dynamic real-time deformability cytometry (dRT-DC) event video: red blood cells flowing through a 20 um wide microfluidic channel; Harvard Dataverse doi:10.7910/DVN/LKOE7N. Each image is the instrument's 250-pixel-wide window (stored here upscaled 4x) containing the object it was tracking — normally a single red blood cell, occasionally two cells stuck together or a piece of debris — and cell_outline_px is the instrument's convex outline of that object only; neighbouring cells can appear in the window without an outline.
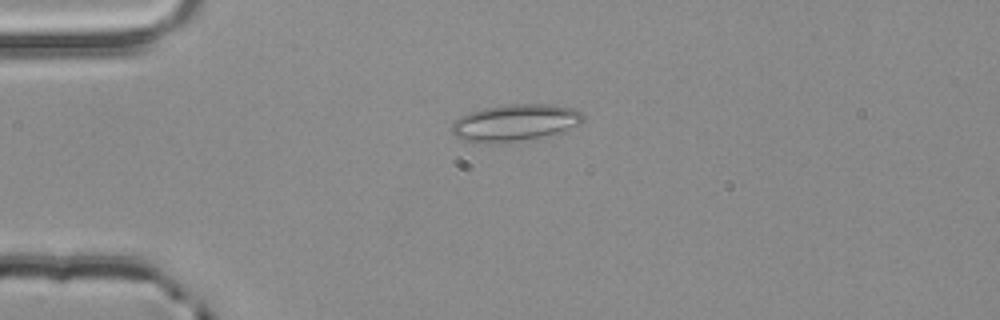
{"species": "common noctule bat (a hibernating species)", "species_latin": "Nyctalus noctula", "temperature_condition": "room temperature", "stored_images_in_passage": 46, "camera_frame_rate_fps": 3000, "um_per_image_px": 0.085, "animal": {"sex": "male", "body_mass_g": 20.4}, "frame": {"image": 1, "passage_image": 6, "time_ms": 1.667, "image_size_px": [1000, 320], "cell_outline_px": [[584, 120], [580, 124], [560, 136], [536, 140], [500, 144], [492, 144], [464, 140], [456, 136], [452, 132], [452, 124], [460, 116], [468, 112], [484, 108], [504, 104], [552, 104], [572, 108], [580, 112], [584, 116]], "centroid_in_image_um": [43.88, 10.47], "position_along_channel_um": 41.1, "area_um2": 29.48}}
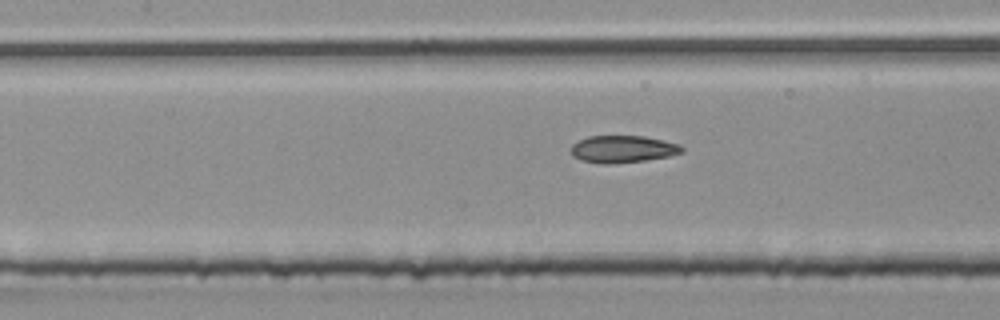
{"frame": {"image": 2, "passage_image": 17, "time_ms": 5.333, "image_size_px": [1000, 320], "cell_outline_px": [[684, 152], [672, 156], [616, 164], [604, 164], [580, 160], [572, 156], [572, 144], [588, 136], [644, 136], [664, 140], [680, 144], [684, 148]], "centroid_in_image_um": [52.98, 12.68], "position_along_channel_um": 154.4, "area_um2": 17.74}}
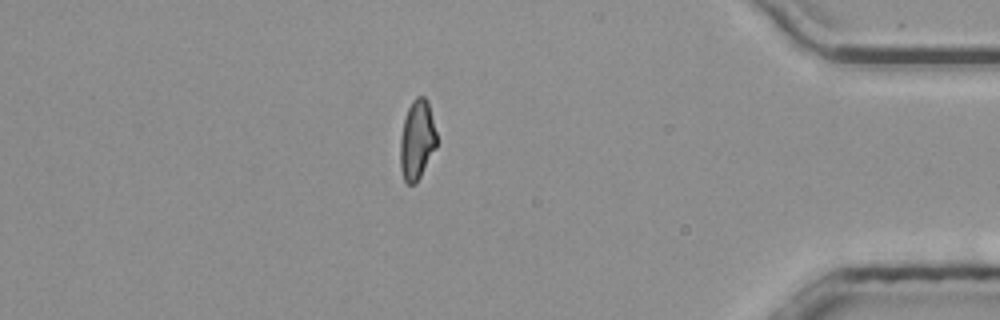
{"frame": {"image": 3, "passage_image": 39, "time_ms": 12.667, "image_size_px": [1000, 320], "cell_outline_px": [[436, 148], [416, 184], [408, 184], [404, 180], [400, 168], [400, 140], [404, 120], [408, 108], [412, 100], [416, 96], [424, 96], [428, 100], [436, 132]], "centroid_in_image_um": [35.44, 11.89], "position_along_channel_um": 399.8, "area_um2": 16.94}, "authors_computed_cell_mechanics": {"area_um2": 17.4267, "velocity_mm_per_s": 3.879, "shape_relaxation_time_tau1_ms": null, "shape_relaxation_time_tau2_ms": 3.4221, "deformation_change_tau1": null, "deformation_change_tau2": 0.1053}}